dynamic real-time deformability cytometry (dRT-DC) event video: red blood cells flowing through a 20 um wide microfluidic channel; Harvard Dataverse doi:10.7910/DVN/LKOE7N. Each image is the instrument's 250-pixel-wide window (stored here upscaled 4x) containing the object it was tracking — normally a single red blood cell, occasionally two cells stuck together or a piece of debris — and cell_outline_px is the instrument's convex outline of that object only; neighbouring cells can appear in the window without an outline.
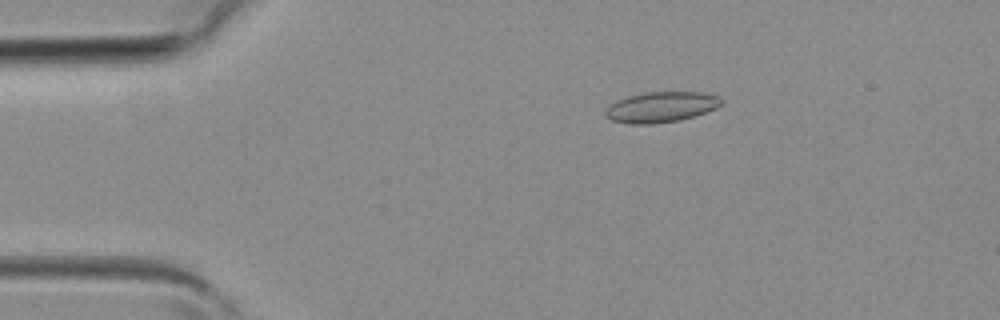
{"species": "common noctule bat (a hibernating species)", "species_latin": "Nyctalus noctula", "temperature_condition": "room temperature", "stored_images_in_passage": 3, "camera_frame_rate_fps": 3000, "um_per_image_px": 0.085, "animal": {"sex": "female", "body_mass_g": 19.3, "forearm_length_mm": 54.1}, "frame": {"image": 1, "passage_image": 2, "time_ms": 0.333, "image_size_px": [1000, 320], "cell_outline_px": [[724, 104], [716, 108], [680, 120], [652, 124], [632, 124], [612, 120], [604, 116], [604, 108], [616, 100], [628, 96], [644, 92], [704, 92], [720, 96], [724, 100]], "centroid_in_image_um": [56.19, 9.09], "position_along_channel_um": 28.8, "area_um2": 20.87}}